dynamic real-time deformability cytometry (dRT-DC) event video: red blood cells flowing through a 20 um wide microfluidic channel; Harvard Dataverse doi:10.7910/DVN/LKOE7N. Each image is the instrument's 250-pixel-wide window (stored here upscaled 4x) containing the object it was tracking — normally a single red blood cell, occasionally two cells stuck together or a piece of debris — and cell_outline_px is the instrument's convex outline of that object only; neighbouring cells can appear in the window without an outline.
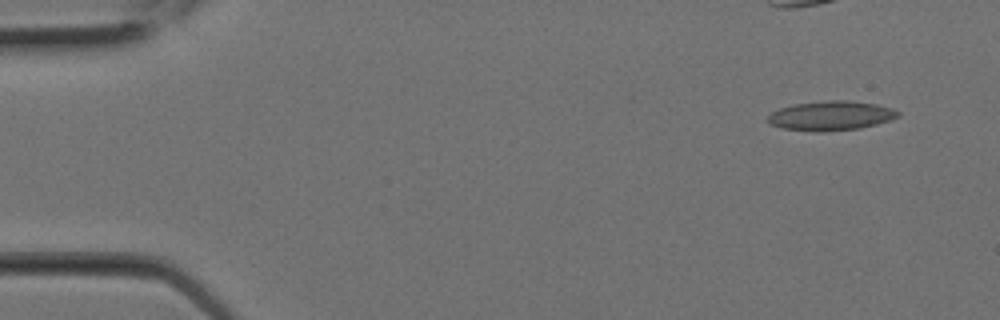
{"species": "Egyptian fruit bat (a non-hibernating species)", "species_latin": "Rousettus aegyptiacus", "temperature_condition": "room temperature", "stored_images_in_passage": 3, "segment_of_instrument_passage": [2, 2], "camera_frame_rate_fps": 3000, "um_per_image_px": 0.085, "animal": {"sex": "female"}, "frame": {"image": 1, "passage_image": 3, "time_ms": 0.667, "image_size_px": [1000, 320], "cell_outline_px": [[900, 116], [892, 120], [860, 128], [820, 132], [816, 132], [780, 128], [768, 124], [768, 116], [772, 112], [780, 108], [792, 104], [824, 100], [848, 100], [876, 104], [892, 108], [900, 112]], "centroid_in_image_um": [70.62, 9.83], "position_along_channel_um": 14.4, "area_um2": 22.6}}